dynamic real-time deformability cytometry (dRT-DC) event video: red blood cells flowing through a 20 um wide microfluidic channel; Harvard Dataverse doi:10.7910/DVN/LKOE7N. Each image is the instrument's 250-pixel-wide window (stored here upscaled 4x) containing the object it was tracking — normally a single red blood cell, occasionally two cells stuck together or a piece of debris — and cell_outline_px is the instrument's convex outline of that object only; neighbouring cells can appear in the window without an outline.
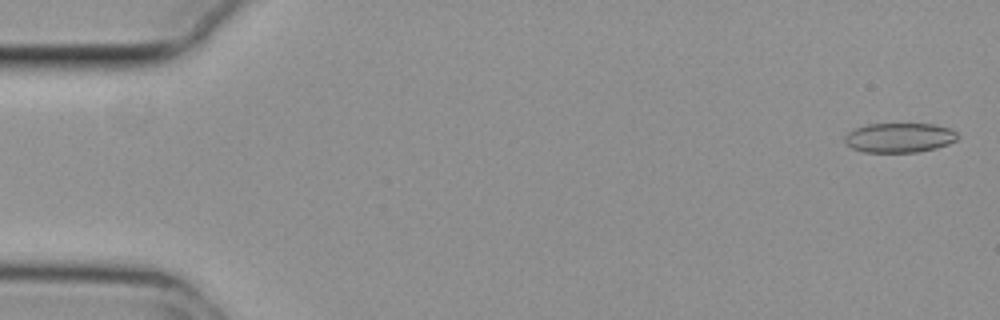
{"species": "common noctule bat (a hibernating species)", "species_latin": "Nyctalus noctula", "temperature_condition": "cold", "stored_images_in_passage": 7, "camera_frame_rate_fps": 3000, "um_per_image_px": 0.085, "animal": {"sex": "female", "body_mass_g": 29.2, "forearm_length_mm": 56.3}, "frame": {"image": 1, "passage_image": 2, "time_ms": 0.333, "image_size_px": [1000, 320], "cell_outline_px": [[960, 136], [956, 140], [948, 144], [936, 148], [916, 152], [860, 152], [852, 148], [844, 140], [844, 136], [848, 132], [856, 128], [868, 124], [932, 124], [952, 128]], "centroid_in_image_um": [76.47, 11.7], "position_along_channel_um": 8.5, "area_um2": 19.54}}